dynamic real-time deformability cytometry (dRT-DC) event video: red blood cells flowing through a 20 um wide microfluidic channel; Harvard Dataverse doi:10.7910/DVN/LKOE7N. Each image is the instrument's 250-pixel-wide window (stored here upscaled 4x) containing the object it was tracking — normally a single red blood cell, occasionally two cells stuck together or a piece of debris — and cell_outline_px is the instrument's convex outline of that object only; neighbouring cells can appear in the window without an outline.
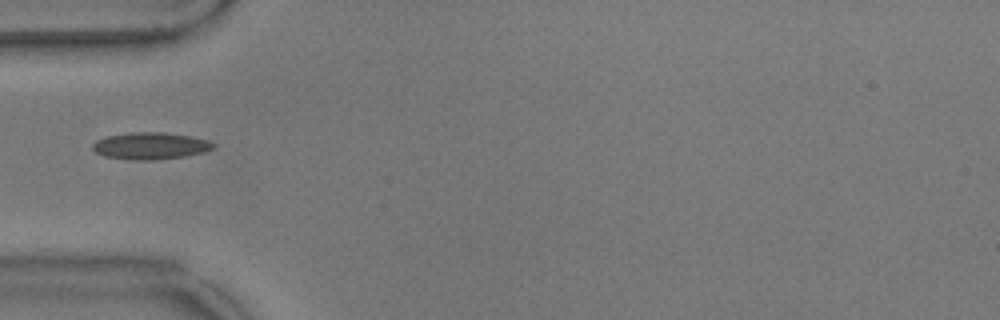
{"species": "common noctule bat (a hibernating species)", "species_latin": "Nyctalus noctula", "temperature_condition": "warm", "stored_images_in_passage": 39, "camera_frame_rate_fps": 3000, "um_per_image_px": 0.085, "animal": {"sex": "male", "body_mass_g": 17.9}, "frame": {"image": 1, "passage_image": 1, "time_ms": 0.0, "image_size_px": [1000, 320], "cell_outline_px": [[216, 144], [212, 148], [204, 152], [184, 156], [152, 160], [136, 160], [104, 156], [96, 152], [92, 148], [92, 144], [96, 140], [108, 136], [132, 132], [160, 132], [188, 136], [208, 140]], "centroid_in_image_um": [12.77, 12.4], "position_along_channel_um": 72.2, "area_um2": 18.67}}
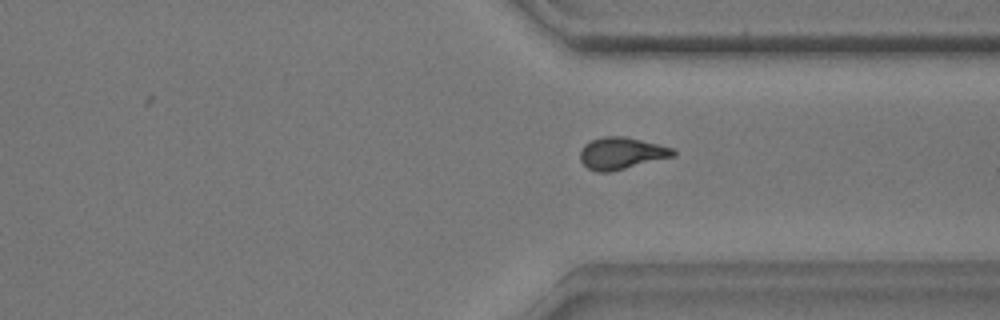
{"frame": {"image": 2, "passage_image": 25, "time_ms": 8.0, "image_size_px": [1000, 320], "cell_outline_px": [[676, 156], [612, 172], [596, 172], [588, 168], [580, 160], [580, 152], [584, 144], [592, 140], [604, 136], [624, 136], [672, 148], [676, 152]], "centroid_in_image_um": [52.82, 13.04], "position_along_channel_um": 358.6, "area_um2": 17.34}}
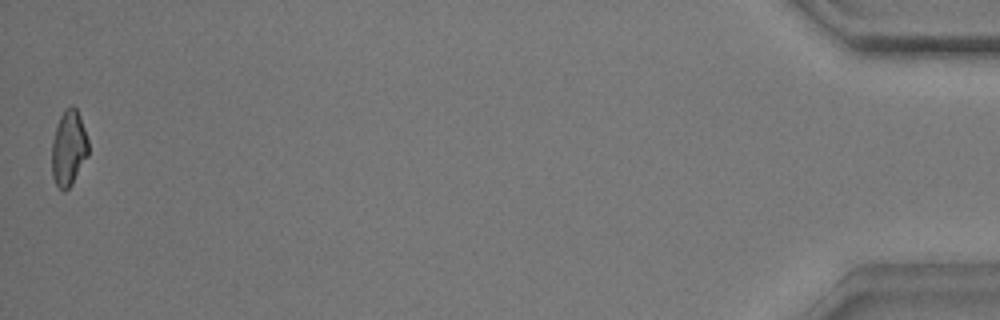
{"frame": {"image": 3, "passage_image": 39, "time_ms": 12.667, "image_size_px": [1000, 320], "cell_outline_px": [[88, 156], [72, 184], [64, 192], [56, 184], [52, 176], [52, 140], [60, 116], [72, 104], [76, 108], [80, 116], [88, 140]], "centroid_in_image_um": [5.84, 12.61], "position_along_channel_um": 429.4, "area_um2": 15.95}}